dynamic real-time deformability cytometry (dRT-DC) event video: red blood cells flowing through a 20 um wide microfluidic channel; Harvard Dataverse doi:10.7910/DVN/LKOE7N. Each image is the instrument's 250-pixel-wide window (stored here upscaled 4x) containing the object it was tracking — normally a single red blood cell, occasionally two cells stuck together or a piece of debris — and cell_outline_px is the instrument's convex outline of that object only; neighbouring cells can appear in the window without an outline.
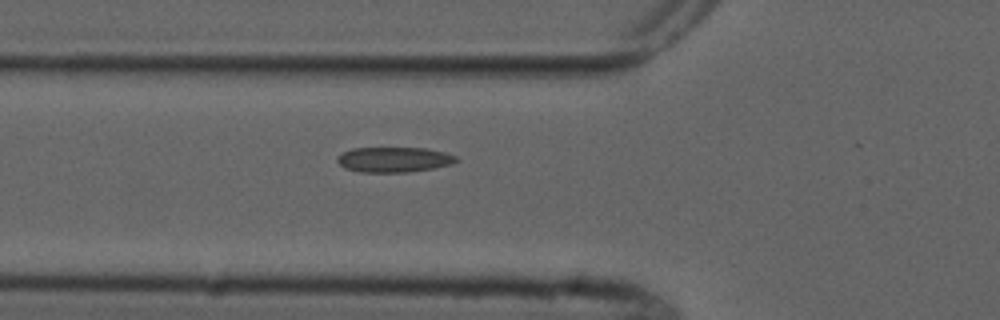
{"species": "common noctule bat (a hibernating species)", "species_latin": "Nyctalus noctula", "temperature_condition": "cold", "stored_images_in_passage": 6, "camera_frame_rate_fps": 3000, "um_per_image_px": 0.085, "animal": {"sex": "male", "forearm_length_mm": 52.5}, "frame": {"image": 1, "passage_image": 6, "time_ms": 5.667, "image_size_px": [1000, 320], "cell_outline_px": [[460, 160], [452, 164], [432, 168], [408, 172], [360, 172], [344, 168], [336, 160], [344, 152], [352, 148], [428, 148], [444, 152], [456, 156]], "centroid_in_image_um": [33.51, 13.56], "position_along_channel_um": 92.3, "area_um2": 17.4}}